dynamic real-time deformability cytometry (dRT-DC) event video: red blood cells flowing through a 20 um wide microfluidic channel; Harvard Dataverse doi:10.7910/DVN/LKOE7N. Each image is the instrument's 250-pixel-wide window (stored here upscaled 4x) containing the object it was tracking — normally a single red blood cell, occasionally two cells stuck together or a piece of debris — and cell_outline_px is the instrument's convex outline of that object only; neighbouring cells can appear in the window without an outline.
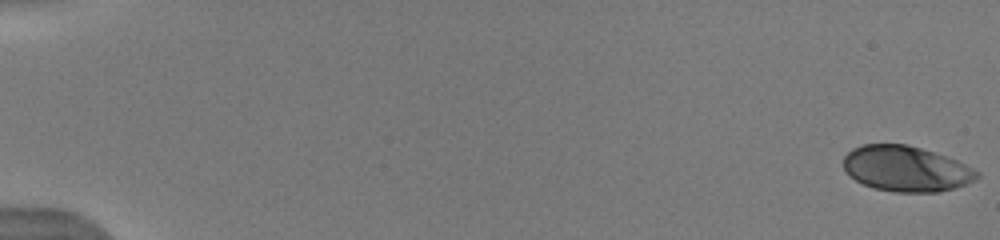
{"species": "human", "species_latin": "Homo sapiens", "temperature_condition": "warm", "stored_images_in_passage": 13, "camera_frame_rate_fps": 3000, "um_per_image_px": 0.085, "donor": {"sex": "male"}, "frame": {"image": 1, "passage_image": 1, "time_ms": 0.0, "image_size_px": [1000, 240], "cell_outline_px": [[980, 176], [976, 180], [956, 188], [936, 192], [896, 192], [872, 188], [856, 180], [844, 168], [844, 156], [852, 148], [864, 144], [908, 144], [956, 160], [980, 172]], "centroid_in_image_um": [77.03, 14.35], "position_along_channel_um": 8.0, "area_um2": 35.26}}
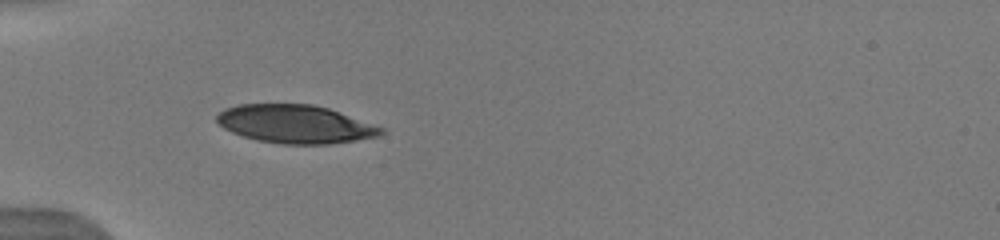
{"frame": {"image": 2, "passage_image": 12, "time_ms": 5.667, "image_size_px": [1000, 240], "cell_outline_px": [[384, 132], [380, 136], [328, 144], [284, 144], [256, 140], [232, 132], [224, 128], [216, 120], [216, 116], [224, 108], [236, 104], [312, 104], [328, 108], [384, 128]], "centroid_in_image_um": [25.07, 10.54], "position_along_channel_um": 59.9, "area_um2": 36.47}}